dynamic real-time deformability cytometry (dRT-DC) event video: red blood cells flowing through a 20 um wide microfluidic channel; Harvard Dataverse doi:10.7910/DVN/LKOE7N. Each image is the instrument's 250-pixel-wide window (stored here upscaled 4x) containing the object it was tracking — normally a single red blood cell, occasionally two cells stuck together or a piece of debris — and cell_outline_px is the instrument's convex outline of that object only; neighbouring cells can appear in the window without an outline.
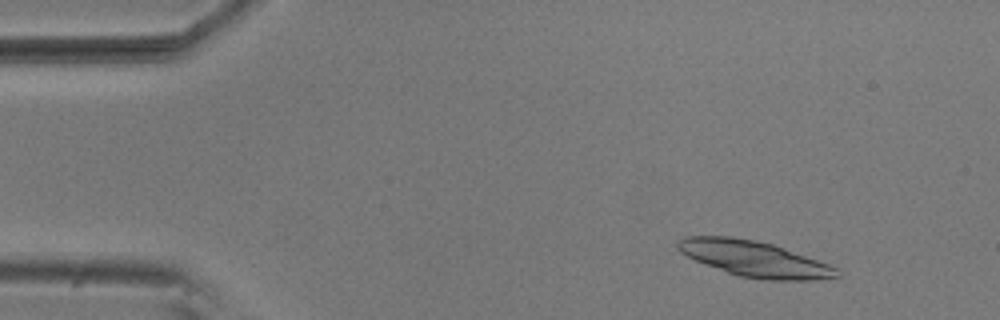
{"species": "common noctule bat (a hibernating species)", "species_latin": "Nyctalus noctula", "temperature_condition": "room temperature", "stored_images_in_passage": 17, "camera_frame_rate_fps": 3000, "um_per_image_px": 0.085, "animal": {"sex": "male", "body_mass_g": 20.5, "forearm_length_mm": 52.5}, "frame": {"image": 1, "passage_image": 6, "time_ms": 1.667, "image_size_px": [1000, 320], "cell_outline_px": [[840, 276], [816, 280], [768, 280], [740, 276], [728, 272], [696, 260], [680, 252], [676, 248], [676, 240], [684, 236], [728, 236], [756, 240], [772, 244], [828, 264], [836, 268]], "centroid_in_image_um": [64.08, 21.99], "position_along_channel_um": 20.9, "area_um2": 32.71}}